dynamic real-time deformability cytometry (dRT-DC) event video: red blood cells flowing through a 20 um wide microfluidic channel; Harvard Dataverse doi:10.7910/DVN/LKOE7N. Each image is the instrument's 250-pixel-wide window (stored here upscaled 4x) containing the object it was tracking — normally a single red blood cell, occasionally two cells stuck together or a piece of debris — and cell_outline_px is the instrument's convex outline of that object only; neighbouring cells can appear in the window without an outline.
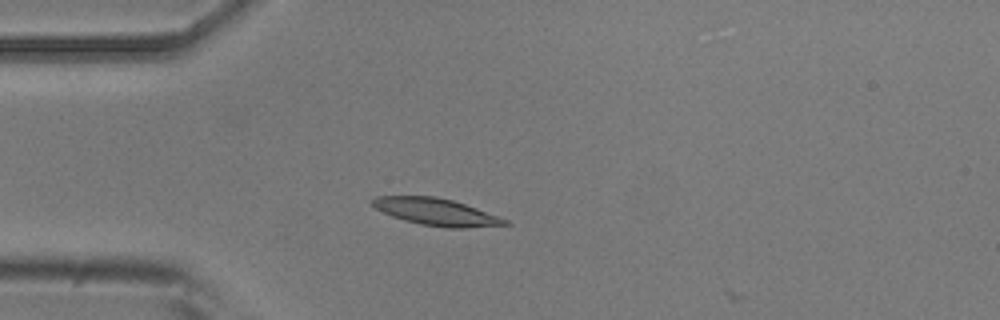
{"species": "common noctule bat (a hibernating species)", "species_latin": "Nyctalus noctula", "temperature_condition": "room temperature", "stored_images_in_passage": 2, "camera_frame_rate_fps": 3000, "um_per_image_px": 0.085, "animal": {"sex": "male", "body_mass_g": 20.5, "forearm_length_mm": 52.5}, "frame": {"image": 1, "passage_image": 1, "time_ms": 0.0, "image_size_px": [1000, 320], "cell_outline_px": [[512, 224], [464, 228], [444, 228], [420, 224], [404, 220], [392, 216], [376, 208], [368, 200], [376, 196], [436, 196], [452, 200], [476, 208], [508, 220]], "centroid_in_image_um": [37.05, 18.01], "position_along_channel_um": 47.9, "area_um2": 20.81}}